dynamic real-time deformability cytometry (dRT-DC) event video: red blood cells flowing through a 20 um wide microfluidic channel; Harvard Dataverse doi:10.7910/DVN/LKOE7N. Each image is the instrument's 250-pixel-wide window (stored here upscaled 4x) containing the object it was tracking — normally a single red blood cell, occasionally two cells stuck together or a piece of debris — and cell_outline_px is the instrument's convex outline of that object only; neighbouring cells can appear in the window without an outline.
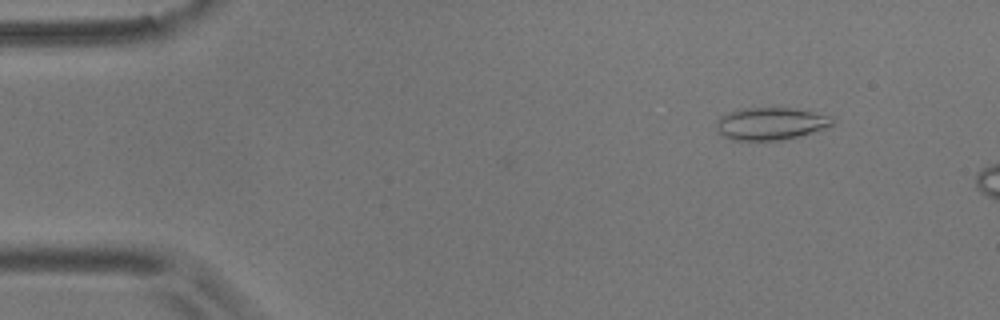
{"species": "common noctule bat (a hibernating species)", "species_latin": "Nyctalus noctula", "temperature_condition": "room temperature", "stored_images_in_passage": 6, "camera_frame_rate_fps": 3000, "um_per_image_px": 0.085, "animal": {"sex": "male", "body_mass_g": 17.9}, "frame": {"image": 1, "passage_image": 1, "time_ms": 0.0, "image_size_px": [1000, 320], "cell_outline_px": [[836, 120], [832, 124], [824, 128], [812, 132], [784, 140], [732, 140], [716, 132], [716, 120], [720, 116], [728, 112], [740, 108], [792, 108], [832, 116]], "centroid_in_image_um": [65.46, 10.51], "position_along_channel_um": 19.5, "area_um2": 22.02}}